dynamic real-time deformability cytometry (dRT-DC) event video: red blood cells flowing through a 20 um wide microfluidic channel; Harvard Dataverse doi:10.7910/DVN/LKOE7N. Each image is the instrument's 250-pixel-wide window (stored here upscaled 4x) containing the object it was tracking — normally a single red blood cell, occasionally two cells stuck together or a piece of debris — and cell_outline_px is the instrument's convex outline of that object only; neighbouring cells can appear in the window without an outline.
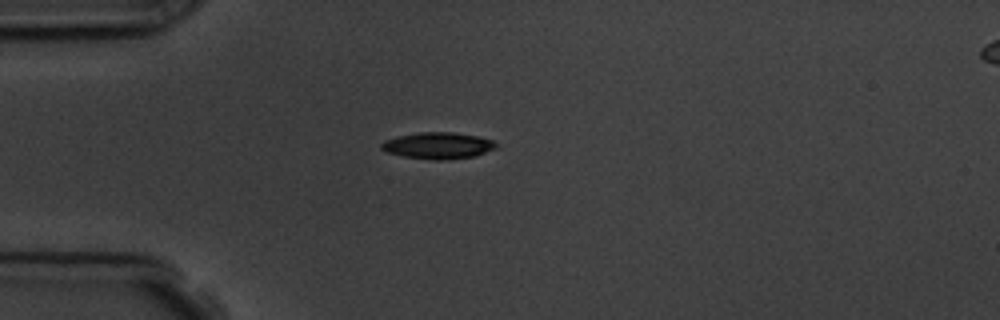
{"species": "common noctule bat (a hibernating species)", "species_latin": "Nyctalus noctula", "temperature_condition": "room temperature", "stored_images_in_passage": 1, "camera_frame_rate_fps": 3000, "um_per_image_px": 0.085, "animal": {"sex": "male", "body_mass_g": 19.5, "forearm_length_mm": 54.6}, "frame": {"image": 1, "passage_image": 1, "time_ms": 0.0, "image_size_px": [1000, 320], "cell_outline_px": [[496, 148], [476, 156], [448, 160], [432, 160], [404, 156], [388, 152], [380, 148], [380, 144], [384, 140], [396, 136], [420, 132], [452, 132], [476, 136], [492, 140], [496, 144]], "centroid_in_image_um": [37.21, 12.38], "position_along_channel_um": 47.8, "area_um2": 17.74}}